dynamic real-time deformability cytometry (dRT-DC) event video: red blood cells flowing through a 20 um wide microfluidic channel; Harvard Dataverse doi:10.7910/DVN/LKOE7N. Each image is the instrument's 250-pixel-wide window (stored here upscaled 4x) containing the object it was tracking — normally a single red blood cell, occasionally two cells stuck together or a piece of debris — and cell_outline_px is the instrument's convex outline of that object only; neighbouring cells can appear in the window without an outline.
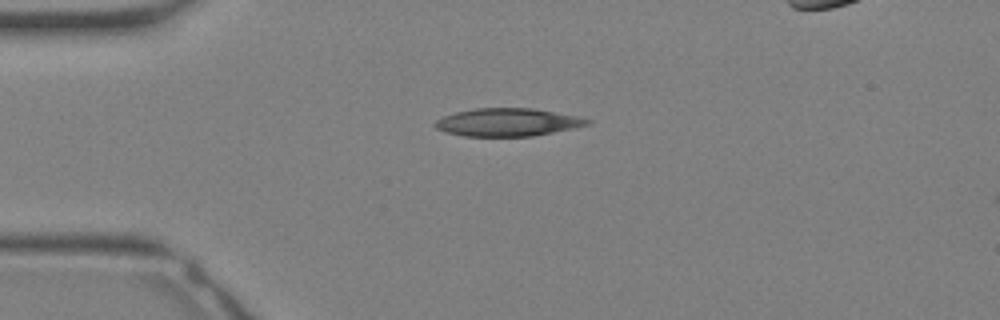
{"species": "Egyptian fruit bat (a non-hibernating species)", "species_latin": "Rousettus aegyptiacus", "temperature_condition": "warm", "stored_images_in_passage": 26, "camera_frame_rate_fps": 3000, "um_per_image_px": 0.085, "animal": {"sex": "female"}, "frame": {"image": 1, "passage_image": 1, "time_ms": 0.0, "image_size_px": [1000, 320], "cell_outline_px": [[592, 120], [588, 124], [572, 128], [532, 136], [464, 136], [444, 132], [436, 128], [432, 124], [436, 120], [444, 116], [456, 112], [476, 108], [532, 108], [580, 116]], "centroid_in_image_um": [43.12, 10.39], "position_along_channel_um": 41.9, "area_um2": 24.68}}
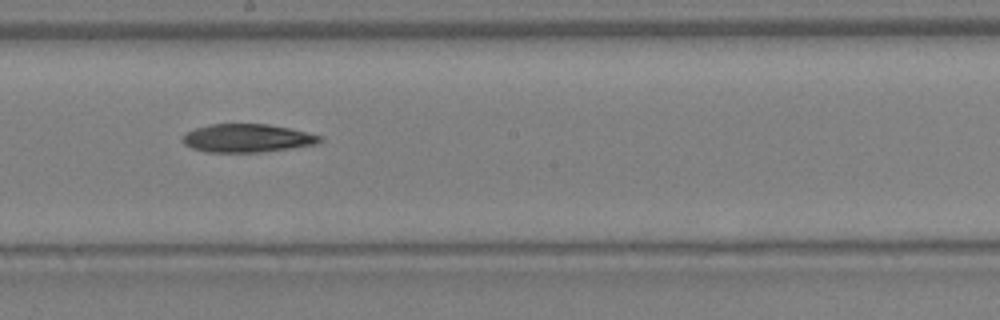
{"frame": {"image": 2, "passage_image": 11, "time_ms": 3.333, "image_size_px": [1000, 320], "cell_outline_px": [[324, 140], [316, 144], [260, 152], [208, 152], [192, 148], [184, 144], [180, 140], [188, 132], [196, 128], [208, 124], [268, 124], [288, 128], [324, 136]], "centroid_in_image_um": [21.01, 11.74], "position_along_channel_um": 227.2, "area_um2": 22.48}}
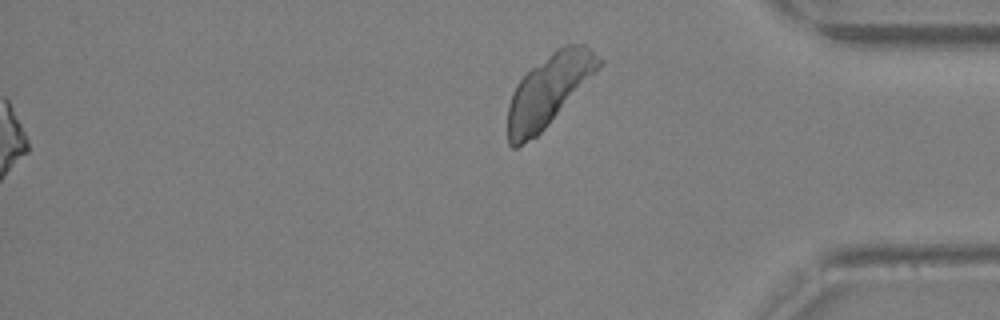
{"frame": {"image": 3, "passage_image": 26, "time_ms": 8.333, "image_size_px": [1000, 320], "cell_outline_px": [[604, 60], [548, 124], [536, 136], [516, 148], [512, 148], [508, 144], [508, 104], [512, 92], [516, 84], [532, 68], [552, 52], [568, 44], [584, 44]], "centroid_in_image_um": [46.58, 7.69], "position_along_channel_um": 388.6, "area_um2": 36.53}}